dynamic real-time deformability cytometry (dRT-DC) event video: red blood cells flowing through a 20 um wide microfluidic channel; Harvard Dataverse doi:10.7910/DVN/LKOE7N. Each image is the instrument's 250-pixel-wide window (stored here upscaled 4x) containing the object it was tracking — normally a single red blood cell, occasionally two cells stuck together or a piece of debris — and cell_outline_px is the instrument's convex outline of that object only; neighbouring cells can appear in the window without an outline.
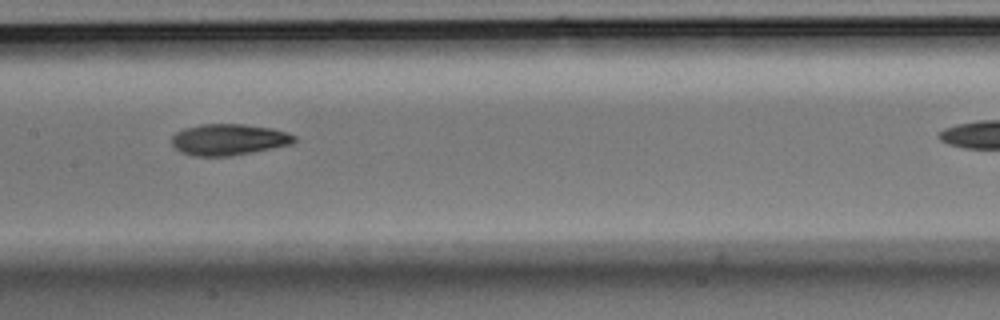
{"species": "Egyptian fruit bat (a non-hibernating species)", "species_latin": "Rousettus aegyptiacus", "temperature_condition": "room temperature", "stored_images_in_passage": 9, "camera_frame_rate_fps": 3000, "um_per_image_px": 0.085, "animal": {"sex": "male"}, "frame": {"image": 1, "passage_image": 6, "time_ms": 1.667, "image_size_px": [1000, 320], "cell_outline_px": [[296, 140], [292, 144], [232, 156], [192, 156], [180, 152], [172, 144], [172, 136], [176, 132], [184, 128], [200, 124], [244, 124], [272, 128], [288, 132], [296, 136]], "centroid_in_image_um": [19.44, 11.86], "position_along_channel_um": 188.0, "area_um2": 22.48}}
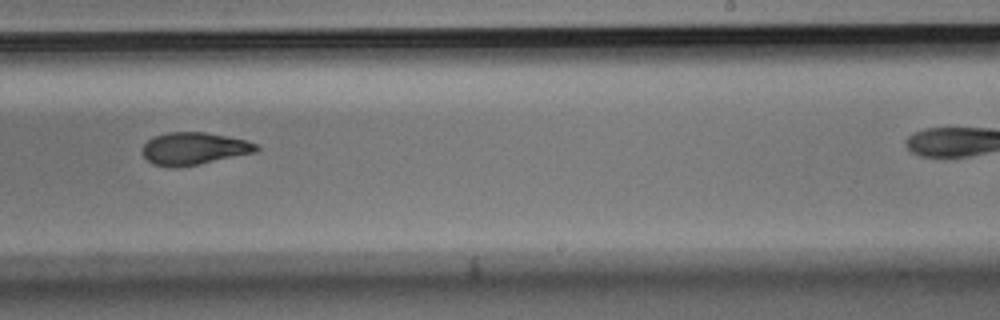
{"frame": {"image": 2, "passage_image": 8, "time_ms": 2.333, "image_size_px": [1000, 320], "cell_outline_px": [[260, 148], [256, 152], [176, 168], [168, 168], [152, 164], [144, 156], [140, 148], [152, 136], [168, 132], [204, 132], [248, 140], [256, 144]], "centroid_in_image_um": [16.44, 12.62], "position_along_channel_um": 272.6, "area_um2": 21.56}}